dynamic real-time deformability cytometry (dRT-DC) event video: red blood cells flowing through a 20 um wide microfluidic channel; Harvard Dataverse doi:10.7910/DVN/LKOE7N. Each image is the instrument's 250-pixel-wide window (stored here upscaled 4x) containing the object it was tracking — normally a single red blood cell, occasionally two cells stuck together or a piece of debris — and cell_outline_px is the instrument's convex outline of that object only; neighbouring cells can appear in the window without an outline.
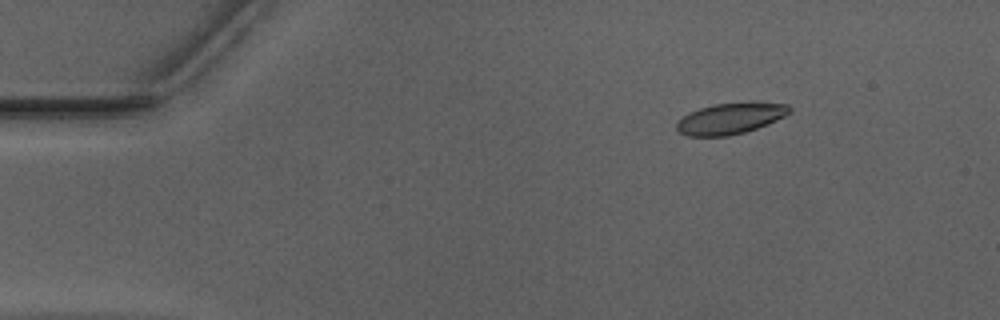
{"species": "Egyptian fruit bat (a non-hibernating species)", "species_latin": "Rousettus aegyptiacus", "temperature_condition": "warm", "stored_images_in_passage": 46, "camera_frame_rate_fps": 3000, "um_per_image_px": 0.085, "animal": {"sex": "male"}, "frame": {"image": 1, "passage_image": 1, "time_ms": 0.0, "image_size_px": [1000, 320], "cell_outline_px": [[792, 112], [776, 120], [756, 128], [744, 132], [728, 136], [688, 136], [680, 132], [676, 128], [676, 124], [688, 112], [700, 108], [716, 104], [748, 100], [756, 100], [788, 104], [792, 108]], "centroid_in_image_um": [62.15, 10.02], "position_along_channel_um": 22.8, "area_um2": 20.87}}
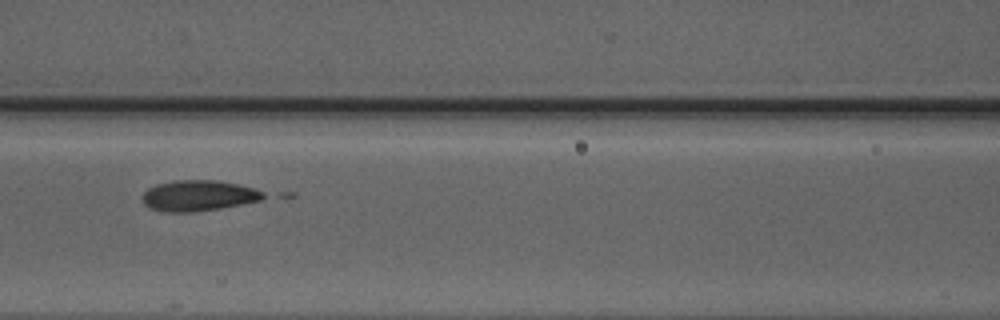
{"frame": {"image": 2, "passage_image": 17, "time_ms": 5.333, "image_size_px": [1000, 320], "cell_outline_px": [[268, 196], [260, 200], [220, 208], [192, 212], [164, 212], [148, 208], [144, 204], [144, 192], [148, 188], [156, 184], [176, 180], [216, 180], [256, 188], [264, 192]], "centroid_in_image_um": [16.87, 16.63], "position_along_channel_um": 149.7, "area_um2": 21.68}}
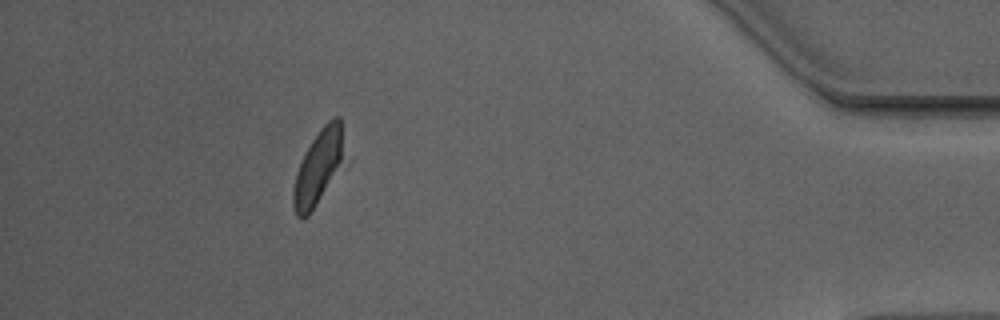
{"frame": {"image": 3, "passage_image": 41, "time_ms": 13.333, "image_size_px": [1000, 320], "cell_outline_px": [[340, 160], [308, 216], [296, 216], [292, 204], [292, 188], [296, 172], [312, 140], [320, 128], [328, 120], [336, 116], [340, 116]], "centroid_in_image_um": [26.92, 14.22], "position_along_channel_um": 408.3, "area_um2": 19.94}}